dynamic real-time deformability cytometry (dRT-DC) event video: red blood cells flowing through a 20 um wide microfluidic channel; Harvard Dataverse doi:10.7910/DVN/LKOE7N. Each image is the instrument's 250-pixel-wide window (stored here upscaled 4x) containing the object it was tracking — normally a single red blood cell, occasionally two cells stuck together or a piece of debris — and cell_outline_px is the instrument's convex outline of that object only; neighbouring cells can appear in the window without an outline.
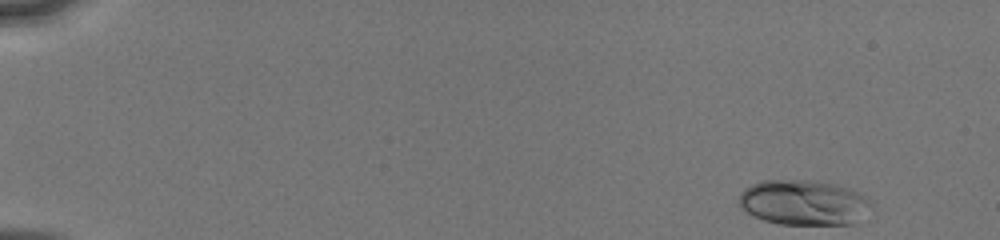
{"species": "human", "species_latin": "Homo sapiens", "temperature_condition": "cold", "stored_images_in_passage": 12, "camera_frame_rate_fps": 3000, "um_per_image_px": 0.085, "donor": {"sex": "male"}, "frame": {"image": 1, "passage_image": 1, "time_ms": 0.0, "image_size_px": [1000, 240], "cell_outline_px": [[872, 204], [852, 224], [780, 224], [764, 220], [740, 208], [740, 192], [744, 188], [760, 180], [812, 180], [836, 184], [852, 188], [860, 192], [872, 200]], "centroid_in_image_um": [68.31, 17.19], "position_along_channel_um": 16.7, "area_um2": 34.8}}
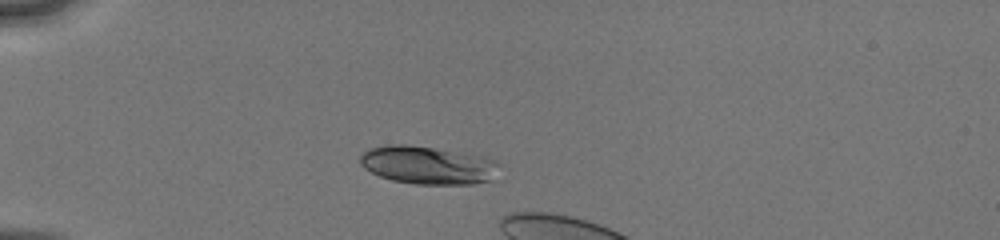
{"frame": {"image": 2, "passage_image": 8, "time_ms": 3.667, "image_size_px": [1000, 240], "cell_outline_px": [[500, 164], [488, 180], [472, 184], [416, 184], [392, 180], [380, 176], [364, 168], [360, 164], [360, 156], [368, 148], [388, 144], [408, 144], [488, 156]], "centroid_in_image_um": [36.33, 14.01], "position_along_channel_um": 48.7, "area_um2": 30.81}}